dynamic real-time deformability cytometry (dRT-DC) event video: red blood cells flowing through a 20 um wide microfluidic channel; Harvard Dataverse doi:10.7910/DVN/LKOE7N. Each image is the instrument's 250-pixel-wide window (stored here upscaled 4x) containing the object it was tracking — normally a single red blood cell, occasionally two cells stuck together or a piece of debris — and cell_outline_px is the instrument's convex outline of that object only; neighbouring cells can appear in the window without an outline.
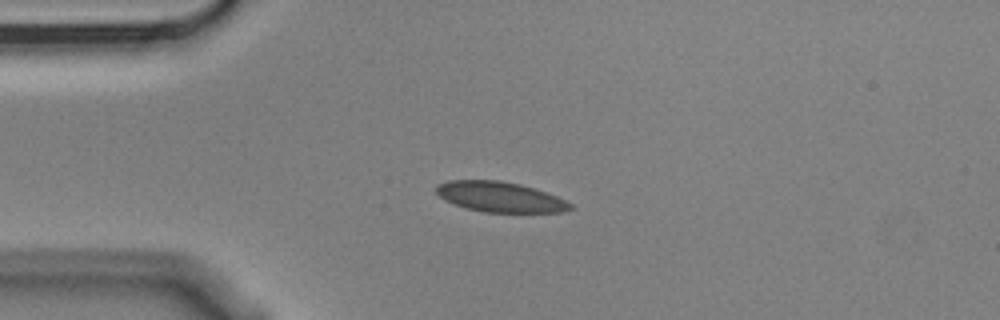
{"species": "Egyptian fruit bat (a non-hibernating species)", "species_latin": "Rousettus aegyptiacus", "temperature_condition": "cold", "stored_images_in_passage": 4, "camera_frame_rate_fps": 3000, "um_per_image_px": 0.085, "animal": {"sex": "male"}, "frame": {"image": 1, "passage_image": 3, "time_ms": 0.667, "image_size_px": [1000, 320], "cell_outline_px": [[576, 208], [564, 212], [484, 212], [464, 208], [444, 200], [436, 192], [436, 184], [448, 180], [500, 180], [520, 184], [556, 196], [572, 204]], "centroid_in_image_um": [42.48, 16.74], "position_along_channel_um": 42.5, "area_um2": 23.7}}